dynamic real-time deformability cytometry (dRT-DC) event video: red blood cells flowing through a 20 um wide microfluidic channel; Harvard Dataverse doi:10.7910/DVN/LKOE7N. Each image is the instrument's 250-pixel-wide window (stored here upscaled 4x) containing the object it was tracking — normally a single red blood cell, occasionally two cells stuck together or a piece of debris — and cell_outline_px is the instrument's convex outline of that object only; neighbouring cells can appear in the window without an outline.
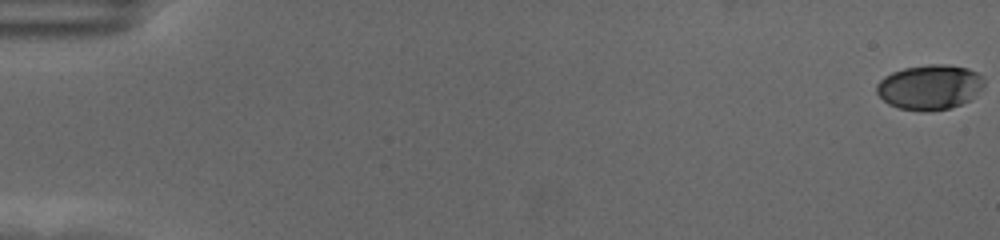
{"species": "human", "species_latin": "Homo sapiens", "temperature_condition": "cold", "stored_images_in_passage": 60, "camera_frame_rate_fps": 3000, "um_per_image_px": 0.085, "donor": {"sex": "female"}, "frame": {"image": 1, "passage_image": 1, "time_ms": 0.0, "image_size_px": [1000, 240], "cell_outline_px": [[984, 88], [968, 100], [960, 104], [948, 108], [932, 112], [920, 112], [900, 108], [888, 104], [876, 92], [876, 84], [884, 76], [892, 72], [904, 68], [928, 64], [948, 64], [968, 68], [984, 76]], "centroid_in_image_um": [79.03, 7.4], "position_along_channel_um": 6.0, "area_um2": 28.44}}
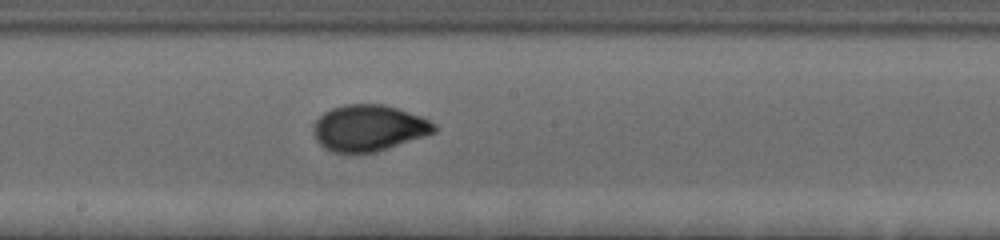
{"frame": {"image": 2, "passage_image": 34, "time_ms": 11.0, "image_size_px": [1000, 240], "cell_outline_px": [[440, 128], [436, 132], [376, 152], [332, 152], [324, 148], [316, 140], [316, 120], [324, 112], [332, 108], [344, 104], [384, 104], [420, 116], [436, 124]], "centroid_in_image_um": [31.38, 10.87], "position_along_channel_um": 216.8, "area_um2": 32.19}}
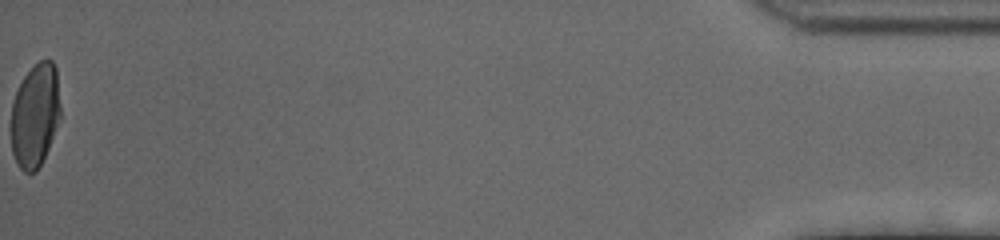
{"frame": {"image": 3, "passage_image": 60, "time_ms": 19.667, "image_size_px": [1000, 240], "cell_outline_px": [[60, 116], [48, 148], [36, 172], [24, 172], [20, 168], [12, 152], [12, 104], [16, 92], [24, 76], [40, 60], [52, 60], [56, 68], [60, 104]], "centroid_in_image_um": [2.99, 9.79], "position_along_channel_um": 432.2, "area_um2": 29.3}, "authors_computed_cell_mechanics": {"area_um2": 30.8074, "velocity_mm_per_s": 3.5345, "shape_relaxation_time_tau1_ms": 3.8441, "shape_relaxation_time_tau2_ms": null, "deformation_change_tau1": 0.1684, "deformation_change_tau2": null}}